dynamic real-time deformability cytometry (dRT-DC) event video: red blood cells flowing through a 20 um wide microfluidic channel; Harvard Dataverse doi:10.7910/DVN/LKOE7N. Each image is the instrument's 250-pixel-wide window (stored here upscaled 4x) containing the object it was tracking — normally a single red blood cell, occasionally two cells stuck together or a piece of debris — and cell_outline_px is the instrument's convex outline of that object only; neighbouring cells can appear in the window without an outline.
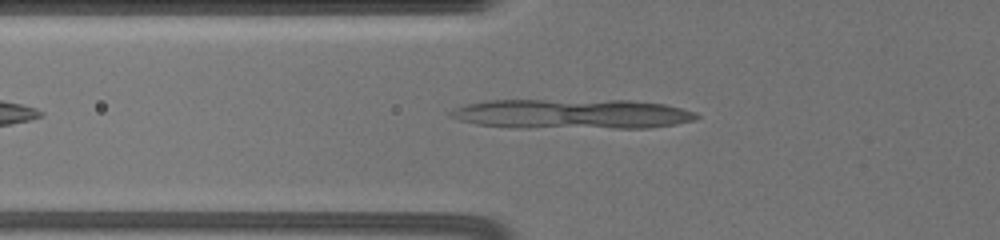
{"species": "common noctule bat (a hibernating species)", "species_latin": "Nyctalus noctula", "temperature_condition": "warm", "stored_images_in_passage": 67, "camera_frame_rate_fps": 3000, "um_per_image_px": 0.085, "animal": {"sex": "female", "body_mass_g": 19.5, "forearm_length_mm": 54.1}, "frame": {"image": 1, "passage_image": 7, "time_ms": 2.0, "image_size_px": [1000, 240], "cell_outline_px": [[700, 116], [696, 120], [676, 124], [648, 128], [520, 128], [476, 124], [460, 120], [448, 116], [448, 112], [452, 108], [484, 100], [632, 100], [664, 104], [696, 112]], "centroid_in_image_um": [48.62, 9.69], "position_along_channel_um": 77.2, "area_um2": 43.29}}
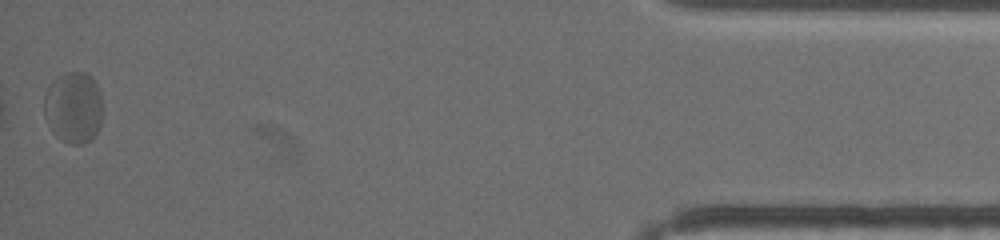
{"frame": {"image": 2, "passage_image": 66, "time_ms": 14.667, "image_size_px": [1000, 240], "cell_outline_px": [[104, 108], [100, 128], [84, 144], [72, 144], [60, 140], [52, 132], [44, 116], [44, 92], [48, 84], [56, 76], [64, 72], [84, 72], [92, 76], [100, 92]], "centroid_in_image_um": [6.24, 9.11], "position_along_channel_um": 429.0, "area_um2": 25.09}, "authors_computed_cell_mechanics": {"area_um2": 22.1952, "velocity_mm_per_s": 3.4036, "shape_relaxation_time_tau1_ms": 2.6324, "shape_relaxation_time_tau2_ms": null, "deformation_change_tau1": 0.2864, "deformation_change_tau2": null}}